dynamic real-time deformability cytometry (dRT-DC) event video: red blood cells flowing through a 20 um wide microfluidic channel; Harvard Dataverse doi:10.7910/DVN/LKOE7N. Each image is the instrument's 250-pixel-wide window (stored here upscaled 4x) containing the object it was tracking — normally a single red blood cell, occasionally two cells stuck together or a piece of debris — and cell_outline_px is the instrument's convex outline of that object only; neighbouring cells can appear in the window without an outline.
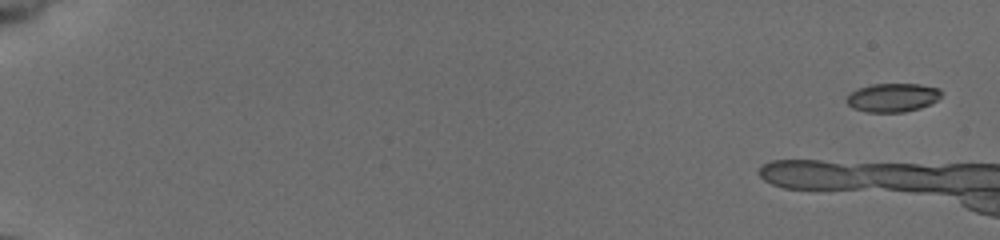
{"species": "common noctule bat (a hibernating species)", "species_latin": "Nyctalus noctula", "temperature_condition": "cold", "stored_images_in_passage": 43, "camera_frame_rate_fps": 3000, "um_per_image_px": 0.085, "animal": {"sex": "female", "body_mass_g": 19.5, "forearm_length_mm": 54.1}, "frame": {"image": 1, "passage_image": 3, "time_ms": 0.667, "image_size_px": [1000, 240], "cell_outline_px": [[940, 96], [936, 100], [920, 108], [904, 112], [864, 112], [852, 108], [844, 100], [852, 92], [860, 88], [872, 84], [920, 84], [940, 88]], "centroid_in_image_um": [75.85, 8.3], "position_along_channel_um": 9.2, "area_um2": 15.72}}
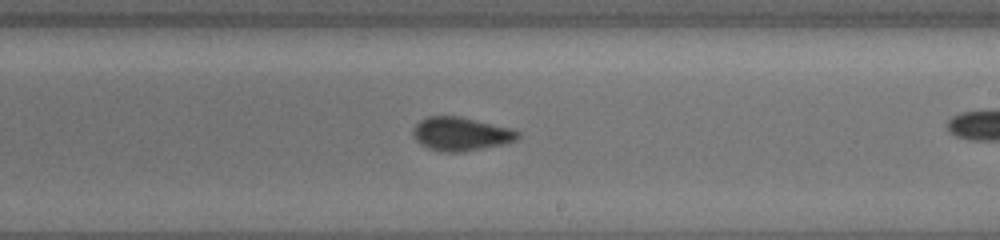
{"frame": {"image": 2, "passage_image": 33, "time_ms": 10.667, "image_size_px": [1000, 240], "cell_outline_px": [[520, 136], [516, 140], [504, 144], [464, 152], [440, 152], [428, 148], [420, 144], [416, 140], [412, 132], [412, 128], [420, 120], [428, 116], [460, 116], [512, 128], [520, 132]], "centroid_in_image_um": [39.17, 11.39], "position_along_channel_um": 249.8, "area_um2": 20.75}}
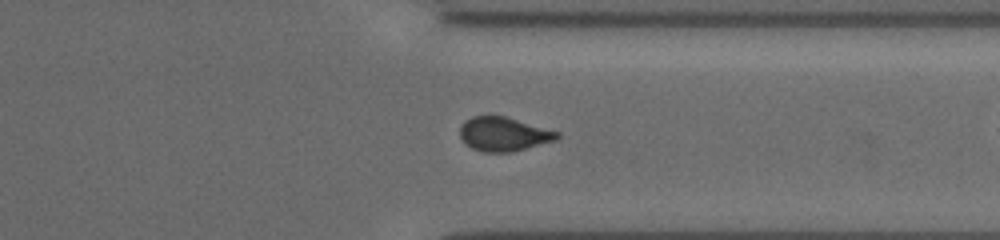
{"frame": {"image": 3, "passage_image": 42, "time_ms": 13.667, "image_size_px": [1000, 240], "cell_outline_px": [[560, 136], [556, 140], [512, 152], [484, 152], [472, 148], [460, 136], [460, 128], [472, 116], [504, 116], [560, 132]], "centroid_in_image_um": [42.85, 11.41], "position_along_channel_um": 368.6, "area_um2": 18.9}}